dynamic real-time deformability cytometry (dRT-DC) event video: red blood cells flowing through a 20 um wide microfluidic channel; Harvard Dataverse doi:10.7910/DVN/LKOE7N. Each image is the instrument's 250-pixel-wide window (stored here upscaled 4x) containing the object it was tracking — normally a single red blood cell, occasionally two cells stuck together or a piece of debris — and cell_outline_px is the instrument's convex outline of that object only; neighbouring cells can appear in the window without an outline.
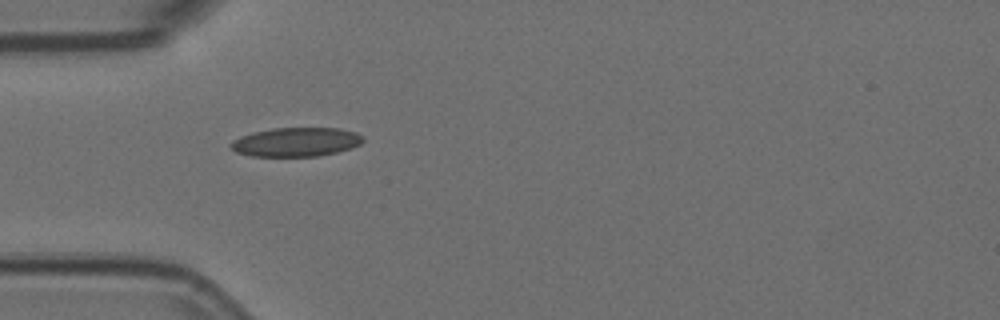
{"species": "Egyptian fruit bat (a non-hibernating species)", "species_latin": "Rousettus aegyptiacus", "temperature_condition": "room temperature", "stored_images_in_passage": 2, "camera_frame_rate_fps": 3000, "um_per_image_px": 0.085, "animal": {"sex": "female"}, "frame": {"image": 1, "passage_image": 1, "time_ms": 0.0, "image_size_px": [1000, 320], "cell_outline_px": [[364, 140], [360, 144], [352, 148], [336, 152], [316, 156], [252, 156], [236, 152], [228, 144], [232, 140], [240, 136], [252, 132], [272, 128], [340, 128], [356, 132], [364, 136]], "centroid_in_image_um": [25.16, 12.06], "position_along_channel_um": 59.8, "area_um2": 22.48}}
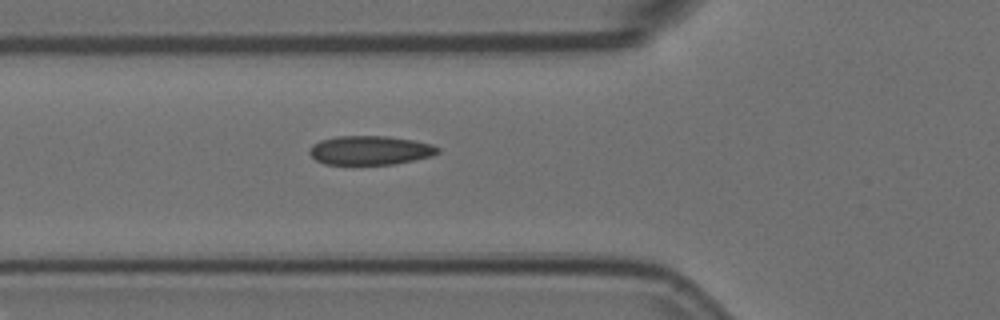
{"frame": {"image": 2, "passage_image": 2, "time_ms": 0.333, "image_size_px": [1000, 320], "cell_outline_px": [[440, 152], [432, 156], [392, 164], [324, 164], [316, 160], [308, 152], [308, 148], [312, 144], [320, 140], [336, 136], [388, 136], [416, 140], [432, 144], [440, 148]], "centroid_in_image_um": [31.45, 12.76], "position_along_channel_um": 94.3, "area_um2": 21.85}}